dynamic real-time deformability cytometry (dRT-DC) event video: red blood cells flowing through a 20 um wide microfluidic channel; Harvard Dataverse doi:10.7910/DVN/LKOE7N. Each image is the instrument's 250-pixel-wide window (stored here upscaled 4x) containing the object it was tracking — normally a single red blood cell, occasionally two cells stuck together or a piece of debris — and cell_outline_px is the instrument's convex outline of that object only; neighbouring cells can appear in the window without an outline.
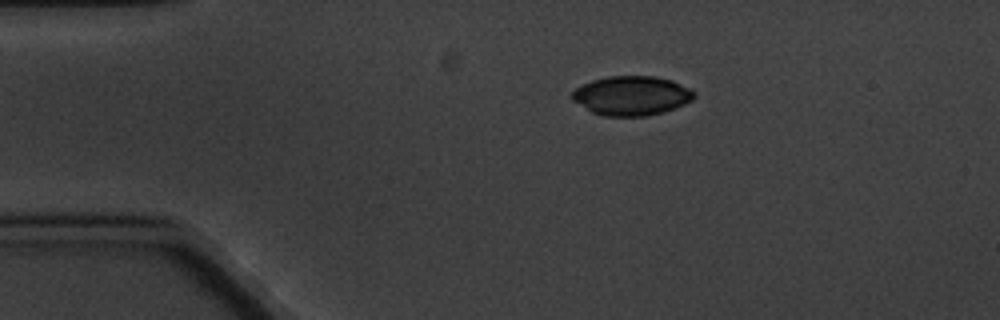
{"species": "common noctule bat (a hibernating species)", "species_latin": "Nyctalus noctula", "temperature_condition": "cold", "stored_images_in_passage": 4, "camera_frame_rate_fps": 3000, "um_per_image_px": 0.085, "animal": {"sex": "male", "body_mass_g": 20.1, "forearm_length_mm": 53.5}, "frame": {"image": 1, "passage_image": 1, "time_ms": 0.0, "image_size_px": [1000, 320], "cell_outline_px": [[696, 96], [692, 100], [684, 104], [664, 112], [644, 116], [604, 116], [592, 112], [572, 100], [572, 92], [576, 88], [592, 80], [608, 76], [652, 76], [672, 80], [696, 92]], "centroid_in_image_um": [53.69, 8.13], "position_along_channel_um": 31.3, "area_um2": 27.86}}
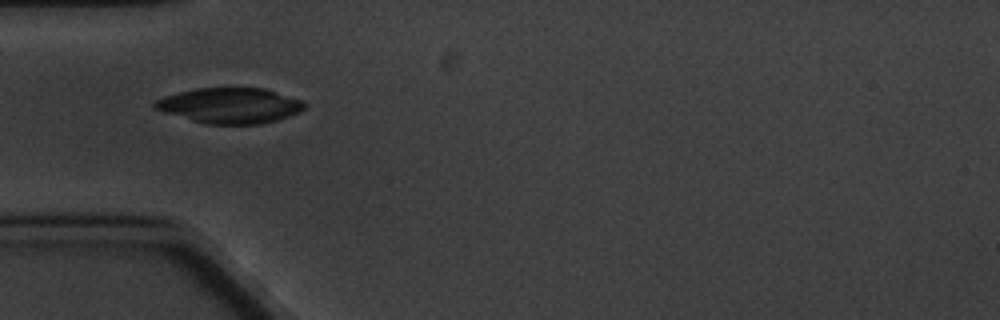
{"frame": {"image": 2, "passage_image": 3, "time_ms": 2.333, "image_size_px": [1000, 320], "cell_outline_px": [[308, 108], [300, 112], [276, 120], [260, 124], [204, 124], [164, 112], [152, 108], [152, 104], [156, 100], [164, 96], [196, 88], [264, 88], [304, 100], [308, 104]], "centroid_in_image_um": [19.59, 8.97], "position_along_channel_um": 65.4, "area_um2": 31.15}}